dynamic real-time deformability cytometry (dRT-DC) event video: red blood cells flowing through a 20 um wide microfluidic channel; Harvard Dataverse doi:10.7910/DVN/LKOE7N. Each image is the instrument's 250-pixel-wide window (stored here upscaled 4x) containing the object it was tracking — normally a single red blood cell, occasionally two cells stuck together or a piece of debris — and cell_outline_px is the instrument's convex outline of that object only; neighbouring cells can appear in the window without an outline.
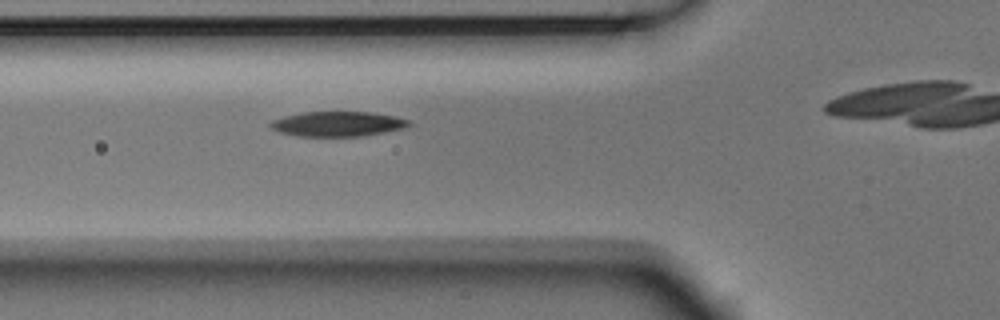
{"species": "Egyptian fruit bat (a non-hibernating species)", "species_latin": "Rousettus aegyptiacus", "temperature_condition": "room temperature", "stored_images_in_passage": 3, "camera_frame_rate_fps": 3000, "um_per_image_px": 0.085, "animal": {"sex": "male"}, "frame": {"image": 1, "passage_image": 2, "time_ms": 0.333, "image_size_px": [1000, 320], "cell_outline_px": [[412, 124], [408, 128], [360, 136], [296, 136], [280, 132], [272, 128], [268, 124], [272, 120], [284, 116], [304, 112], [372, 112], [396, 116], [408, 120]], "centroid_in_image_um": [28.73, 10.53], "position_along_channel_um": 97.1, "area_um2": 20.17}}